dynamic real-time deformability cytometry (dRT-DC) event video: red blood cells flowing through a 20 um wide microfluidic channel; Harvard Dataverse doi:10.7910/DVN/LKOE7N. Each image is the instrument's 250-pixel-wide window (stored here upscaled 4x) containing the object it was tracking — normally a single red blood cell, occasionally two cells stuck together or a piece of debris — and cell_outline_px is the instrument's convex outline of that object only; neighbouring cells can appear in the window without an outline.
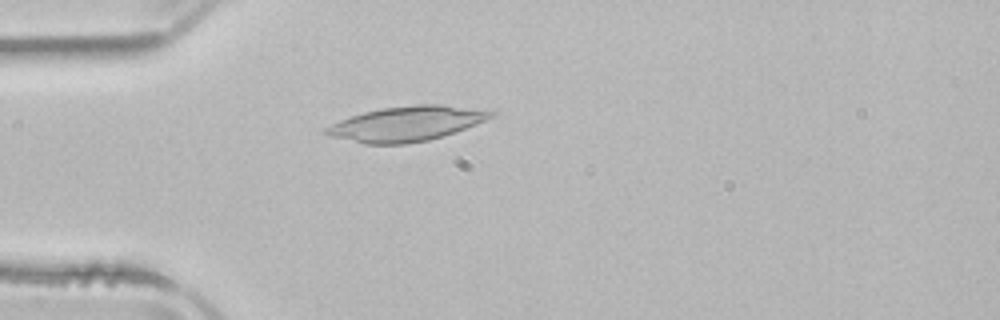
{"species": "common noctule bat (a hibernating species)", "species_latin": "Nyctalus noctula", "temperature_condition": "room temperature", "stored_images_in_passage": 4, "camera_frame_rate_fps": 3000, "um_per_image_px": 0.085, "animal": {"sex": "male", "body_mass_g": 21.5, "forearm_length_mm": 52.0}, "frame": {"image": 1, "passage_image": 4, "time_ms": 3.667, "image_size_px": [1000, 320], "cell_outline_px": [[496, 116], [476, 124], [428, 140], [408, 144], [364, 144], [328, 136], [324, 132], [324, 128], [340, 120], [364, 112], [384, 108], [416, 104], [440, 104], [496, 112]], "centroid_in_image_um": [34.51, 10.52], "position_along_channel_um": 50.5, "area_um2": 33.12}}